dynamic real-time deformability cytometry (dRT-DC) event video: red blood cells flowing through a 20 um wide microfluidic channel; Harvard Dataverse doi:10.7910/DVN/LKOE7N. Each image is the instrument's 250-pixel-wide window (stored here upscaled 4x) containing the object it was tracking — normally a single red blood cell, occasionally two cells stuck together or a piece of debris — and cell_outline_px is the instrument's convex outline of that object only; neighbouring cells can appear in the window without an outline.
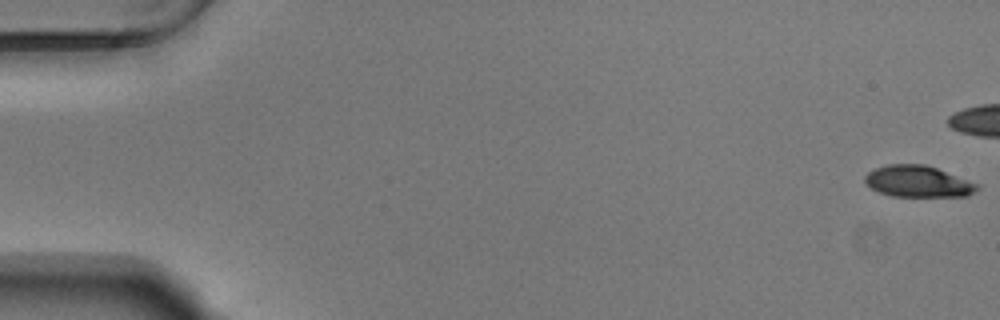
{"species": "Egyptian fruit bat (a non-hibernating species)", "species_latin": "Rousettus aegyptiacus", "temperature_condition": "warm", "stored_images_in_passage": 44, "camera_frame_rate_fps": 3000, "um_per_image_px": 0.085, "animal": {"sex": "male"}, "frame": {"image": 1, "passage_image": 1, "time_ms": 0.0, "image_size_px": [1000, 320], "cell_outline_px": [[980, 188], [968, 196], [892, 196], [880, 192], [872, 188], [864, 180], [864, 176], [868, 172], [876, 168], [888, 164], [924, 164], [936, 168], [980, 184]], "centroid_in_image_um": [78.06, 15.42], "position_along_channel_um": 6.9, "area_um2": 20.46}}
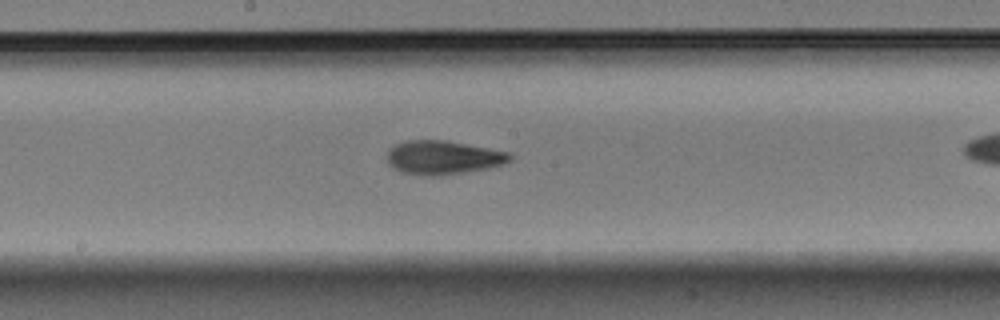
{"frame": {"image": 2, "passage_image": 30, "time_ms": 9.667, "image_size_px": [1000, 320], "cell_outline_px": [[512, 160], [488, 168], [440, 176], [420, 176], [400, 172], [392, 168], [388, 164], [388, 148], [404, 140], [444, 140], [508, 152], [512, 156]], "centroid_in_image_um": [37.59, 13.4], "position_along_channel_um": 210.6, "area_um2": 24.22}}
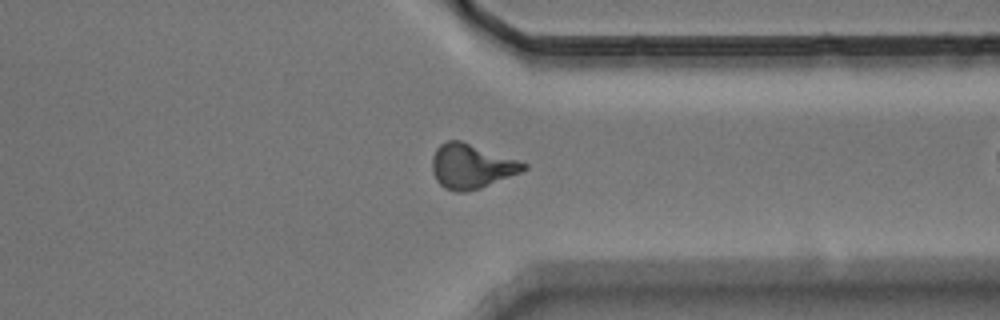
{"frame": {"image": 3, "passage_image": 43, "time_ms": 14.0, "image_size_px": [1000, 320], "cell_outline_px": [[528, 168], [520, 172], [480, 188], [464, 192], [456, 192], [444, 188], [436, 180], [432, 172], [432, 156], [436, 148], [440, 144], [448, 140], [460, 140], [528, 164]], "centroid_in_image_um": [40.02, 14.13], "position_along_channel_um": 371.4, "area_um2": 23.47}}